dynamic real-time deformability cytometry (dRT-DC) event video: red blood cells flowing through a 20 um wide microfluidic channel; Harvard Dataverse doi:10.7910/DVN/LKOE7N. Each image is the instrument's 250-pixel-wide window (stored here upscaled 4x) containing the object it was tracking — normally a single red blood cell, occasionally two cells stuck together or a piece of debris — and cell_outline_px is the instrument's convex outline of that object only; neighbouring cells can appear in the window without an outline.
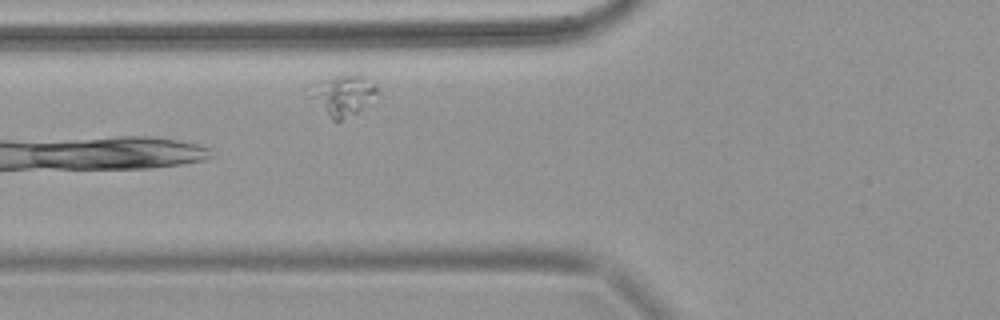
{"species": "common noctule bat (a hibernating species)", "species_latin": "Nyctalus noctula", "temperature_condition": "warm", "stored_images_in_passage": 8, "camera_frame_rate_fps": 3000, "um_per_image_px": 0.085, "animal": {"sex": "female", "body_mass_g": 18.4}, "frame": {"image": 1, "passage_image": 8, "time_ms": 2.333, "image_size_px": [1000, 320], "cell_outline_px": [[376, 92], [356, 112], [340, 120], [332, 120], [304, 96], [324, 80], [336, 76], [356, 72], [376, 84]], "centroid_in_image_um": [29.07, 8.08], "position_along_channel_um": 96.7, "area_um2": 15.49}}